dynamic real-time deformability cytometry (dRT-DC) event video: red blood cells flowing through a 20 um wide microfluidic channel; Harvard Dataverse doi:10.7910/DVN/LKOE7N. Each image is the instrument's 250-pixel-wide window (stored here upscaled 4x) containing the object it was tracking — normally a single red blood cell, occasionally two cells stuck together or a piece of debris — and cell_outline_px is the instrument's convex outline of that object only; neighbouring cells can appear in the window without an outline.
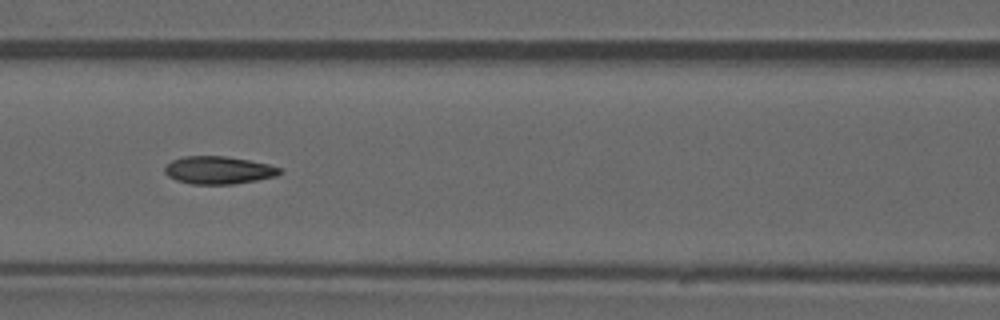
{"species": "common noctule bat (a hibernating species)", "species_latin": "Nyctalus noctula", "temperature_condition": "warm", "stored_images_in_passage": 44, "camera_frame_rate_fps": 3000, "um_per_image_px": 0.085, "animal": {"sex": "male", "forearm_length_mm": 52.5}, "frame": {"image": 1, "passage_image": 19, "time_ms": 6.0, "image_size_px": [1000, 320], "cell_outline_px": [[284, 172], [276, 176], [256, 180], [232, 184], [192, 184], [176, 180], [168, 176], [164, 172], [164, 168], [172, 160], [184, 156], [224, 156], [248, 160], [268, 164], [280, 168]], "centroid_in_image_um": [18.57, 14.46], "position_along_channel_um": 148.0, "area_um2": 18.5}}